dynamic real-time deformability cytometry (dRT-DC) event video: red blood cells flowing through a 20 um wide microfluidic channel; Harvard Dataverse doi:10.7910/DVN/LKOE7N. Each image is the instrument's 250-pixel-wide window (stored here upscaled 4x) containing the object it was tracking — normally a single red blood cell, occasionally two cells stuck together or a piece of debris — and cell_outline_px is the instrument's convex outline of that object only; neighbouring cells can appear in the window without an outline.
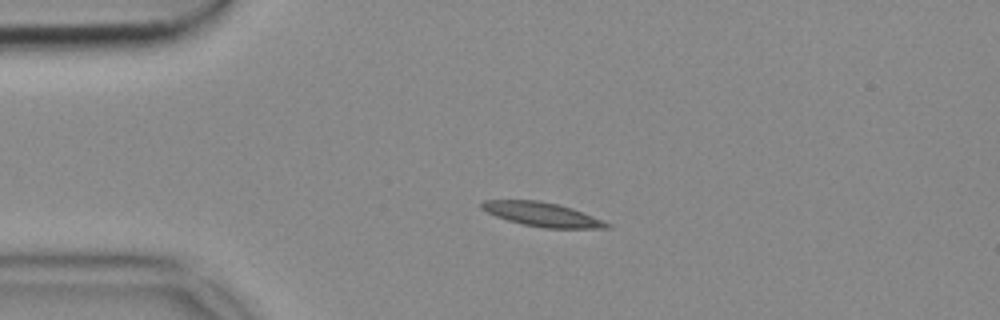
{"species": "common noctule bat (a hibernating species)", "species_latin": "Nyctalus noctula", "temperature_condition": "cold", "stored_images_in_passage": 43, "camera_frame_rate_fps": 3000, "um_per_image_px": 0.085, "animal": {"sex": "female", "body_mass_g": 18.4}, "frame": {"image": 1, "passage_image": 1, "time_ms": 0.0, "image_size_px": [1000, 320], "cell_outline_px": [[612, 228], [544, 228], [524, 224], [508, 220], [496, 216], [480, 208], [480, 204], [484, 200], [540, 200], [560, 204], [572, 208], [604, 220], [612, 224]], "centroid_in_image_um": [46.13, 18.22], "position_along_channel_um": 38.9, "area_um2": 17.63}}
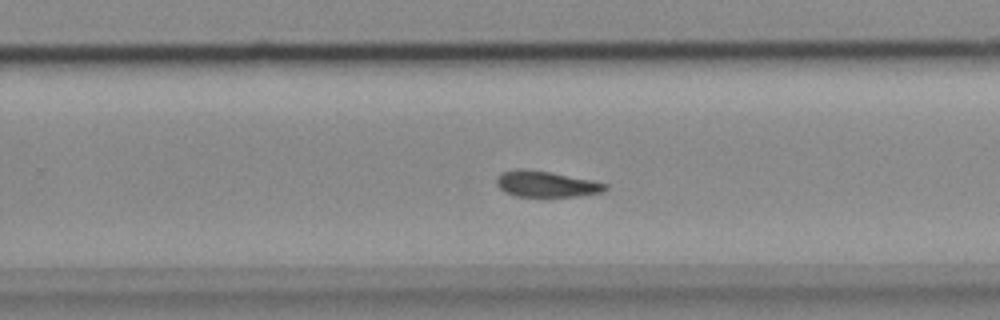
{"frame": {"image": 2, "passage_image": 23, "time_ms": 7.333, "image_size_px": [1000, 320], "cell_outline_px": [[608, 188], [604, 192], [580, 196], [516, 196], [500, 188], [496, 184], [496, 176], [500, 172], [548, 172], [592, 180], [608, 184]], "centroid_in_image_um": [46.53, 15.69], "position_along_channel_um": 283.3, "area_um2": 15.66}}
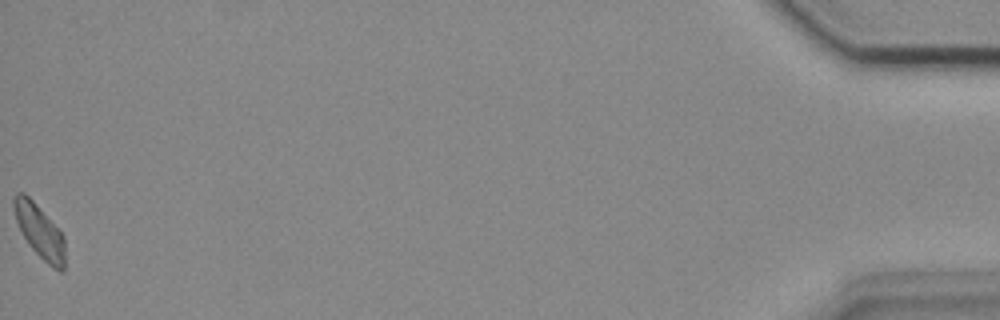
{"frame": {"image": 3, "passage_image": 43, "time_ms": 14.0, "image_size_px": [1000, 320], "cell_outline_px": [[64, 272], [60, 272], [52, 268], [28, 244], [16, 220], [12, 204], [12, 196], [16, 192], [24, 192], [36, 204], [64, 236]], "centroid_in_image_um": [3.35, 19.65], "position_along_channel_um": 431.9, "area_um2": 15.72}}